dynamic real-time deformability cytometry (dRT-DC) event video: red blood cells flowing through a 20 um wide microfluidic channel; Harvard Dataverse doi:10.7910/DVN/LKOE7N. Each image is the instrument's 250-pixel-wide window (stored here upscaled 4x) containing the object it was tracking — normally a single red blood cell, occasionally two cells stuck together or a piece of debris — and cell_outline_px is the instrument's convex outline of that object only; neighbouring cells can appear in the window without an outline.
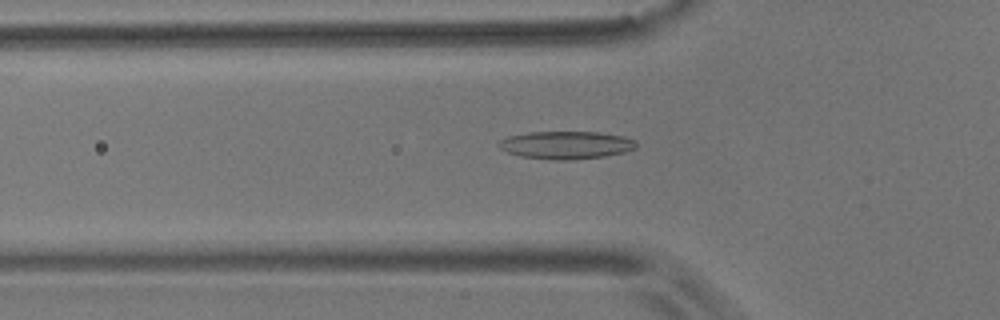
{"species": "common noctule bat (a hibernating species)", "species_latin": "Nyctalus noctula", "temperature_condition": "room temperature", "stored_images_in_passage": 53, "camera_frame_rate_fps": 3000, "um_per_image_px": 0.085, "animal": {"sex": "male", "body_mass_g": 17.9}, "frame": {"image": 1, "passage_image": 16, "time_ms": 5.0, "image_size_px": [1000, 320], "cell_outline_px": [[636, 148], [624, 152], [604, 156], [572, 160], [552, 160], [520, 156], [508, 152], [500, 148], [496, 144], [500, 140], [508, 136], [528, 132], [600, 132], [624, 136], [636, 140]], "centroid_in_image_um": [48.12, 12.32], "position_along_channel_um": 77.7, "area_um2": 22.37}}
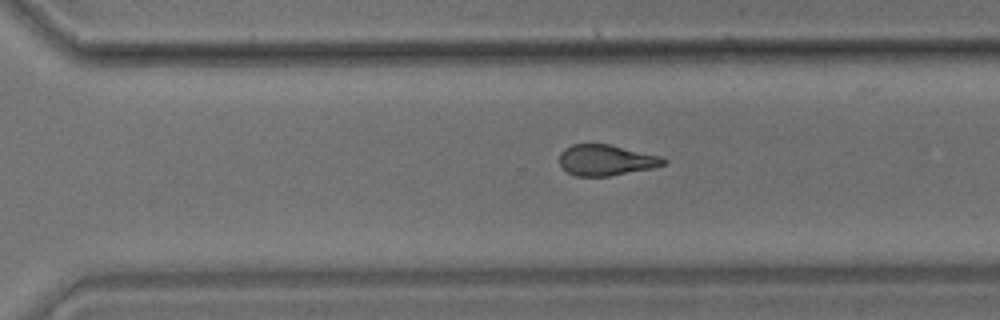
{"frame": {"image": 2, "passage_image": 36, "time_ms": 11.667, "image_size_px": [1000, 320], "cell_outline_px": [[668, 160], [664, 164], [652, 168], [608, 176], [576, 176], [568, 172], [560, 164], [560, 152], [564, 148], [572, 144], [608, 144], [664, 156]], "centroid_in_image_um": [51.54, 13.6], "position_along_channel_um": 319.1, "area_um2": 18.73}}
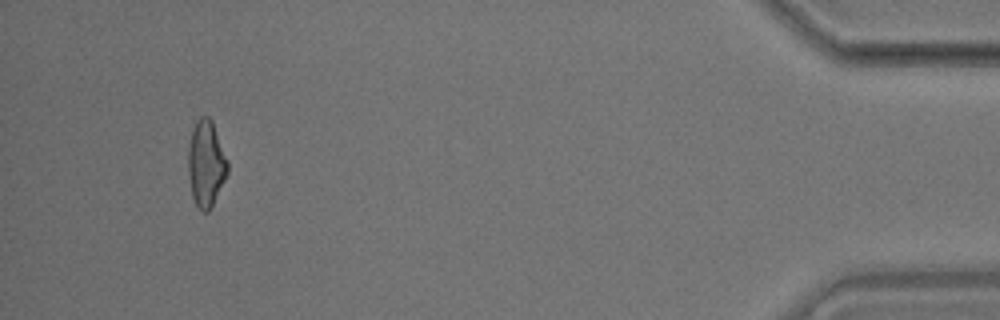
{"frame": {"image": 3, "passage_image": 50, "time_ms": 16.333, "image_size_px": [1000, 320], "cell_outline_px": [[228, 172], [208, 212], [204, 212], [196, 204], [192, 196], [188, 172], [188, 144], [192, 128], [196, 120], [200, 116], [208, 116], [212, 120], [228, 160]], "centroid_in_image_um": [17.5, 13.84], "position_along_channel_um": 417.7, "area_um2": 19.77}, "authors_computed_cell_mechanics": {"area_um2": 20.0566, "velocity_mm_per_s": 3.6118, "shape_relaxation_time_tau1_ms": null, "shape_relaxation_time_tau2_ms": 1.1641, "deformation_change_tau1": null, "deformation_change_tau2": 0.0924}}